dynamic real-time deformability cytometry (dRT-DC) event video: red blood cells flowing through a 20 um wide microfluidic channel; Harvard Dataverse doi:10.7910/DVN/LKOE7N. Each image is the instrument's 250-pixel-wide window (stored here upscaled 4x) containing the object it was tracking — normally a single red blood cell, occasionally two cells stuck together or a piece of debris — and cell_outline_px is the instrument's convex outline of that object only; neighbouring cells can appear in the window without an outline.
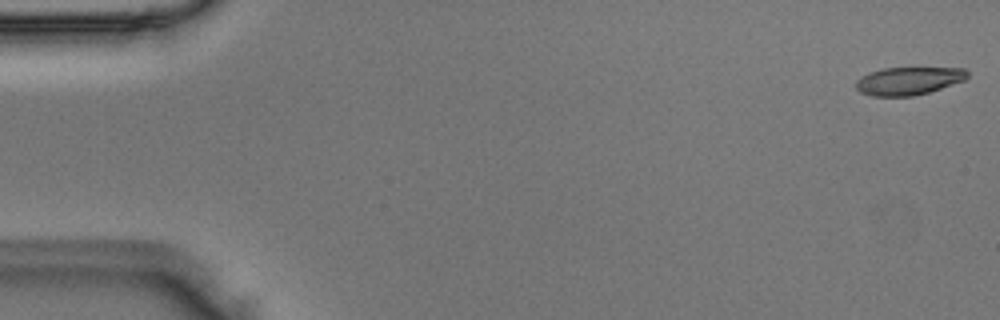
{"species": "Egyptian fruit bat (a non-hibernating species)", "species_latin": "Rousettus aegyptiacus", "temperature_condition": "room temperature", "stored_images_in_passage": 50, "camera_frame_rate_fps": 3000, "um_per_image_px": 0.085, "animal": {"sex": "male"}, "frame": {"image": 1, "passage_image": 1, "time_ms": 0.0, "image_size_px": [1000, 320], "cell_outline_px": [[968, 76], [964, 80], [928, 92], [912, 96], [872, 96], [860, 92], [856, 88], [856, 80], [868, 72], [884, 68], [964, 68], [968, 72]], "centroid_in_image_um": [77.19, 6.87], "position_along_channel_um": 7.8, "area_um2": 17.98}}
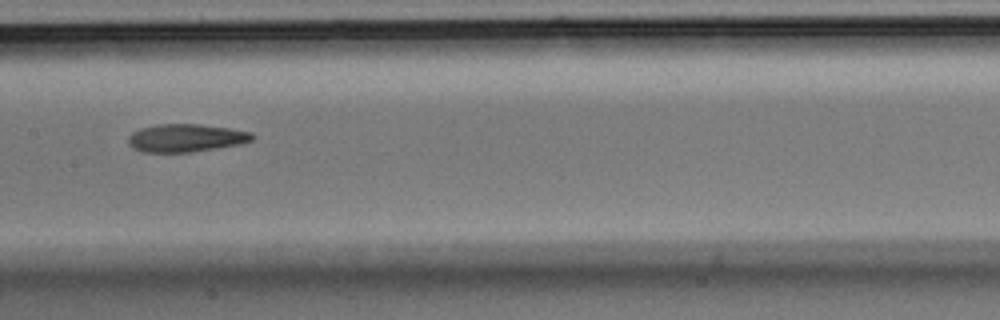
{"frame": {"image": 2, "passage_image": 25, "time_ms": 8.0, "image_size_px": [1000, 320], "cell_outline_px": [[256, 136], [252, 140], [240, 144], [216, 148], [188, 152], [140, 152], [132, 148], [128, 144], [128, 136], [132, 132], [140, 128], [160, 124], [200, 124], [228, 128], [252, 132]], "centroid_in_image_um": [15.78, 11.72], "position_along_channel_um": 191.6, "area_um2": 20.23}}
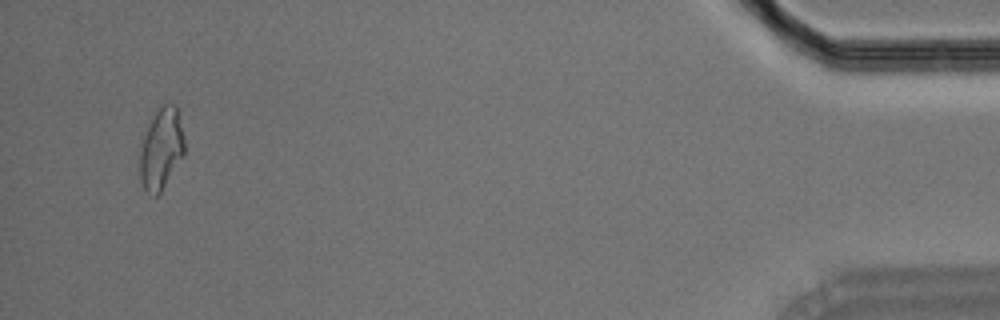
{"frame": {"image": 3, "passage_image": 48, "time_ms": 15.667, "image_size_px": [1000, 320], "cell_outline_px": [[184, 156], [160, 192], [156, 196], [152, 196], [144, 188], [140, 180], [140, 132], [156, 108], [160, 104], [176, 104], [184, 136]], "centroid_in_image_um": [13.66, 12.57], "position_along_channel_um": 421.5, "area_um2": 21.96}}